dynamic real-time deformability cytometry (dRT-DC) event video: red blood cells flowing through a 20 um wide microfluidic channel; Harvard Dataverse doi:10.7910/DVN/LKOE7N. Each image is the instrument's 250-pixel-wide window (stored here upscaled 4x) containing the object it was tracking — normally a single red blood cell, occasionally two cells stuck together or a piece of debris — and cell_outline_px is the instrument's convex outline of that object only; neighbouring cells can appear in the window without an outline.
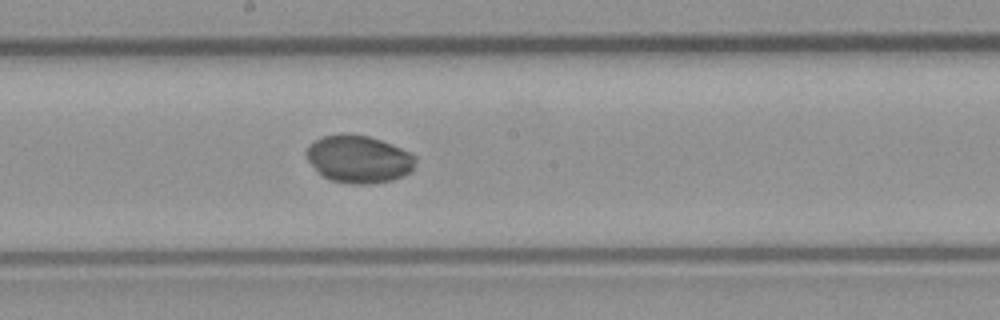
{"species": "common noctule bat (a hibernating species)", "species_latin": "Nyctalus noctula", "temperature_condition": "room temperature", "stored_images_in_passage": 31, "camera_frame_rate_fps": 3000, "um_per_image_px": 0.085, "animal": {"sex": "male", "body_mass_g": 23.1, "forearm_length_mm": 52.7}, "frame": {"image": 1, "passage_image": 15, "time_ms": 4.667, "image_size_px": [1000, 320], "cell_outline_px": [[416, 160], [412, 172], [404, 176], [392, 180], [372, 184], [348, 184], [332, 180], [316, 172], [308, 160], [308, 148], [316, 140], [324, 136], [368, 136], [380, 140], [400, 148], [416, 156]], "centroid_in_image_um": [30.54, 13.58], "position_along_channel_um": 217.7, "area_um2": 29.59}}
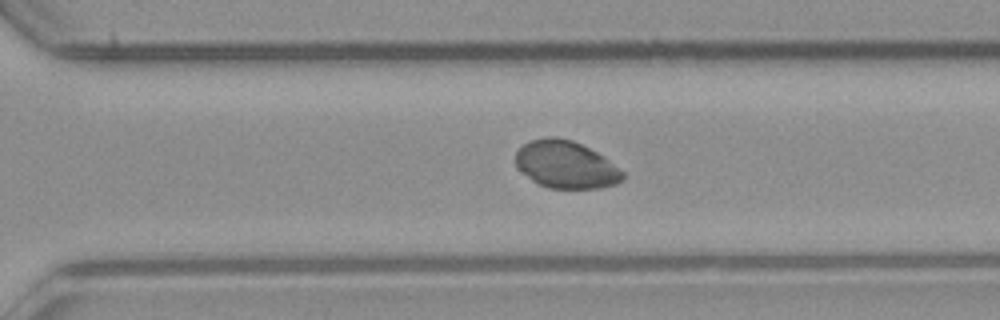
{"frame": {"image": 2, "passage_image": 23, "time_ms": 7.333, "image_size_px": [1000, 320], "cell_outline_px": [[624, 180], [616, 184], [600, 188], [548, 188], [532, 180], [516, 168], [516, 152], [524, 144], [532, 140], [548, 136], [556, 136], [572, 140], [604, 156], [624, 172]], "centroid_in_image_um": [48.11, 14.0], "position_along_channel_um": 322.5, "area_um2": 29.59}}
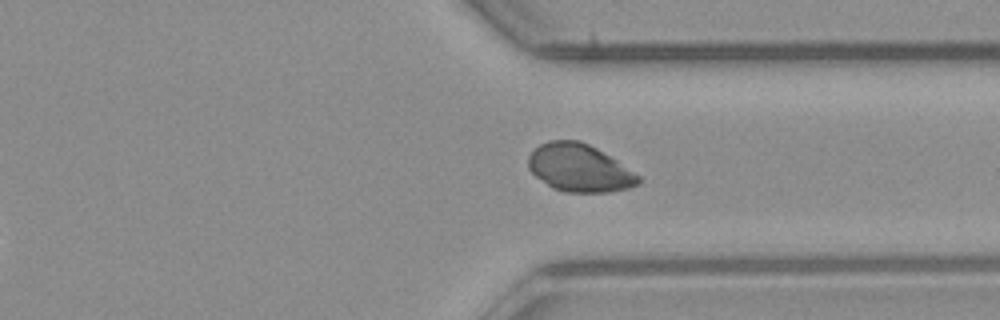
{"frame": {"image": 3, "passage_image": 26, "time_ms": 8.333, "image_size_px": [1000, 320], "cell_outline_px": [[640, 184], [628, 188], [608, 192], [564, 192], [552, 188], [536, 176], [528, 168], [528, 156], [540, 144], [548, 140], [580, 140], [596, 148], [616, 160], [640, 176]], "centroid_in_image_um": [49.24, 14.28], "position_along_channel_um": 362.2, "area_um2": 30.46}}